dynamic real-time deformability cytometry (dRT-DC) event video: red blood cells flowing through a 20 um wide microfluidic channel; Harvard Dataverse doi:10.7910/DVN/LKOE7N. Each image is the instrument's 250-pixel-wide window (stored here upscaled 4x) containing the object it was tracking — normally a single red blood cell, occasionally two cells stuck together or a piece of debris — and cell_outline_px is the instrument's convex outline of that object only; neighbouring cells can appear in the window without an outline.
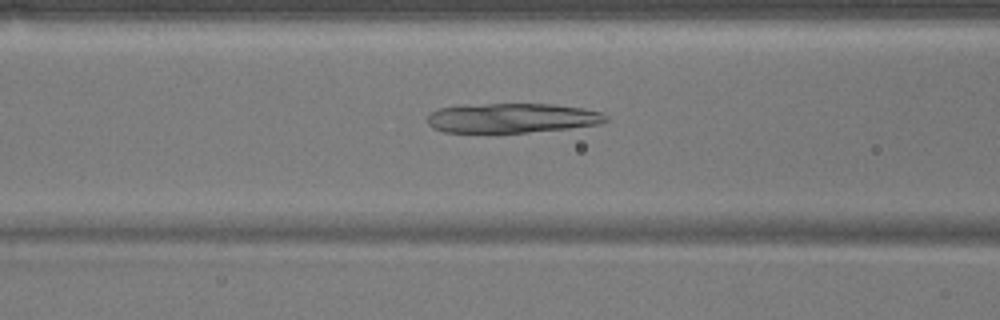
{"species": "common noctule bat (a hibernating species)", "species_latin": "Nyctalus noctula", "temperature_condition": "warm", "stored_images_in_passage": 37, "camera_frame_rate_fps": 3000, "um_per_image_px": 0.085, "animal": {"sex": "male", "body_mass_g": 17.9}, "frame": {"image": 1, "passage_image": 6, "time_ms": 1.667, "image_size_px": [1000, 320], "cell_outline_px": [[608, 120], [600, 124], [568, 128], [528, 132], [444, 132], [432, 128], [428, 124], [428, 116], [432, 112], [440, 108], [488, 104], [552, 104], [584, 108], [600, 112], [608, 116]], "centroid_in_image_um": [43.57, 10.04], "position_along_channel_um": 123.0, "area_um2": 30.46}}
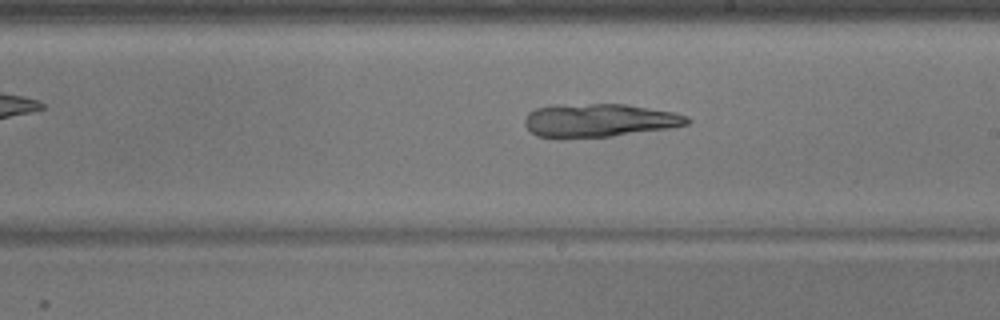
{"frame": {"image": 2, "passage_image": 15, "time_ms": 4.667, "image_size_px": [1000, 320], "cell_outline_px": [[692, 120], [688, 124], [672, 128], [612, 136], [560, 140], [536, 136], [524, 124], [524, 120], [528, 112], [536, 108], [552, 104], [624, 104], [672, 112], [688, 116]], "centroid_in_image_um": [50.87, 10.25], "position_along_channel_um": 238.1, "area_um2": 32.25}}
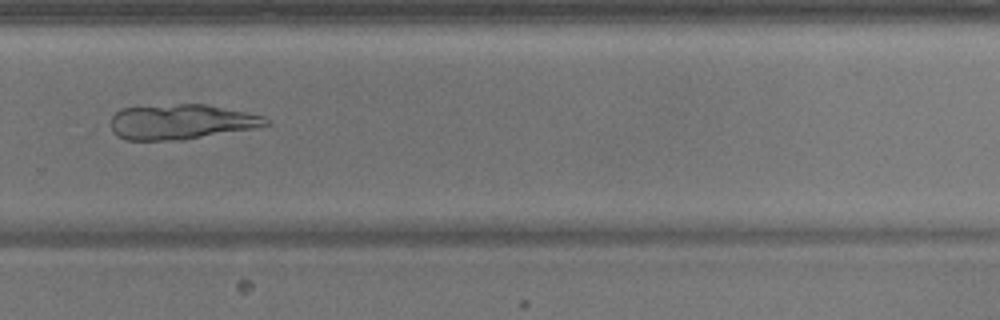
{"frame": {"image": 3, "passage_image": 21, "time_ms": 6.667, "image_size_px": [1000, 320], "cell_outline_px": [[268, 124], [252, 128], [184, 140], [128, 140], [116, 136], [112, 132], [112, 116], [116, 112], [124, 108], [180, 104], [208, 104], [264, 116], [268, 120]], "centroid_in_image_um": [15.38, 10.36], "position_along_channel_um": 314.4, "area_um2": 31.39}}